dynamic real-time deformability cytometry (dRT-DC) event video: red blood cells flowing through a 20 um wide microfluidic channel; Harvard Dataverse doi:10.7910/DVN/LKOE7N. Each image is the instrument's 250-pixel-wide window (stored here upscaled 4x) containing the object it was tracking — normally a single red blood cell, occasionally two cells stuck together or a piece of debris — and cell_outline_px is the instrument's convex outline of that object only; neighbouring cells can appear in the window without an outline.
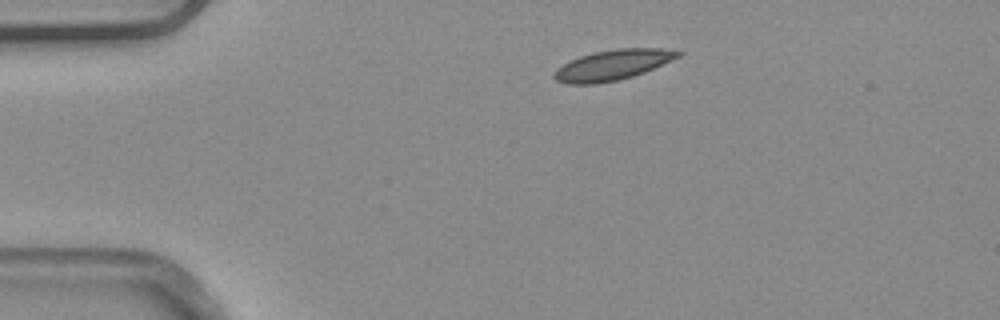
{"species": "common noctule bat (a hibernating species)", "species_latin": "Nyctalus noctula", "temperature_condition": "warm", "stored_images_in_passage": 3, "camera_frame_rate_fps": 3000, "um_per_image_px": 0.085, "animal": {"sex": "male", "body_mass_g": 20.4}, "frame": {"image": 1, "passage_image": 1, "time_ms": 0.0, "image_size_px": [1000, 320], "cell_outline_px": [[684, 52], [680, 56], [644, 72], [632, 76], [616, 80], [596, 84], [568, 84], [556, 80], [552, 76], [556, 68], [580, 56], [596, 52], [616, 48], [680, 48]], "centroid_in_image_um": [52.13, 5.5], "position_along_channel_um": 32.9, "area_um2": 21.91}}
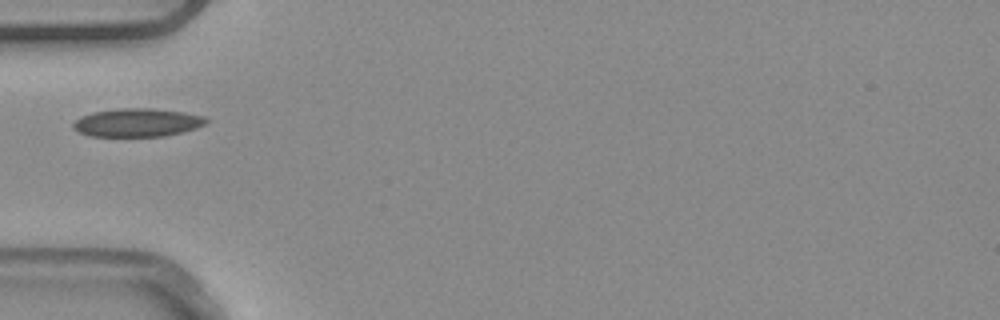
{"frame": {"image": 2, "passage_image": 3, "time_ms": 0.667, "image_size_px": [1000, 320], "cell_outline_px": [[212, 120], [208, 124], [196, 128], [164, 136], [88, 136], [72, 128], [72, 124], [80, 116], [92, 112], [120, 108], [152, 108], [184, 112], [204, 116]], "centroid_in_image_um": [11.7, 10.41], "position_along_channel_um": 73.3, "area_um2": 22.14}}